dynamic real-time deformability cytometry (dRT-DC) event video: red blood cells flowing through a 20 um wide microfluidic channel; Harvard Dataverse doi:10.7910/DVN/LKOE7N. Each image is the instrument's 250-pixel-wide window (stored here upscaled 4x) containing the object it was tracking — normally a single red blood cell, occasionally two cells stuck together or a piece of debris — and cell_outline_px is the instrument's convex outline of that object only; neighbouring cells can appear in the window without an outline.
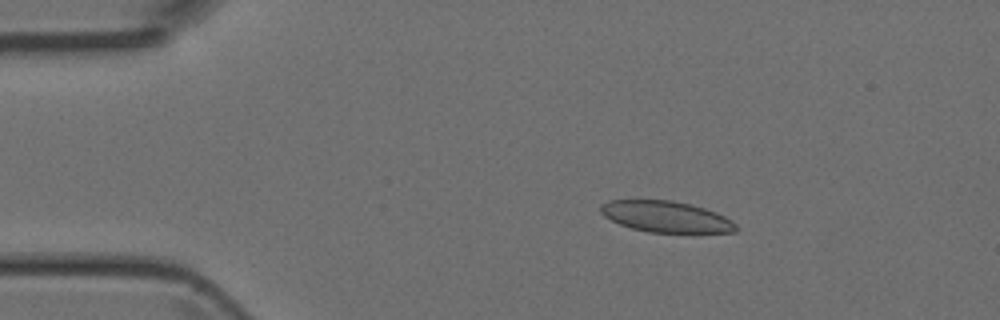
{"species": "Egyptian fruit bat (a non-hibernating species)", "species_latin": "Rousettus aegyptiacus", "temperature_condition": "room temperature", "stored_images_in_passage": 47, "camera_frame_rate_fps": 3000, "um_per_image_px": 0.085, "animal": {"sex": "female"}, "frame": {"image": 1, "passage_image": 8, "time_ms": 2.333, "image_size_px": [1000, 320], "cell_outline_px": [[740, 228], [736, 232], [648, 232], [632, 228], [620, 224], [604, 216], [600, 212], [600, 204], [608, 200], [672, 200], [704, 208], [716, 212], [732, 220]], "centroid_in_image_um": [56.61, 18.41], "position_along_channel_um": 28.4, "area_um2": 24.51}}
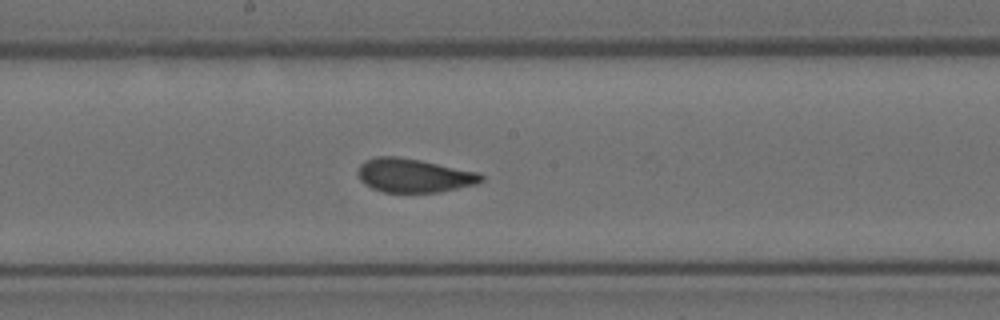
{"frame": {"image": 2, "passage_image": 25, "time_ms": 8.0, "image_size_px": [1000, 320], "cell_outline_px": [[484, 180], [476, 184], [440, 192], [384, 192], [372, 188], [364, 184], [360, 180], [356, 172], [360, 164], [364, 160], [376, 156], [396, 156], [420, 160], [480, 172], [484, 176]], "centroid_in_image_um": [35.17, 14.91], "position_along_channel_um": 213.0, "area_um2": 24.51}}
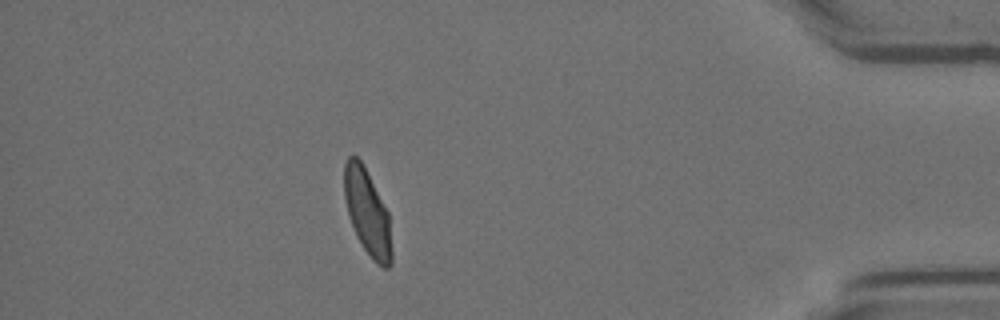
{"frame": {"image": 3, "passage_image": 42, "time_ms": 13.667, "image_size_px": [1000, 320], "cell_outline_px": [[392, 264], [388, 268], [384, 268], [376, 264], [372, 260], [356, 236], [348, 216], [344, 196], [344, 164], [348, 156], [356, 156], [360, 160], [388, 212], [392, 252]], "centroid_in_image_um": [31.22, 18.1], "position_along_channel_um": 404.0, "area_um2": 23.52}}